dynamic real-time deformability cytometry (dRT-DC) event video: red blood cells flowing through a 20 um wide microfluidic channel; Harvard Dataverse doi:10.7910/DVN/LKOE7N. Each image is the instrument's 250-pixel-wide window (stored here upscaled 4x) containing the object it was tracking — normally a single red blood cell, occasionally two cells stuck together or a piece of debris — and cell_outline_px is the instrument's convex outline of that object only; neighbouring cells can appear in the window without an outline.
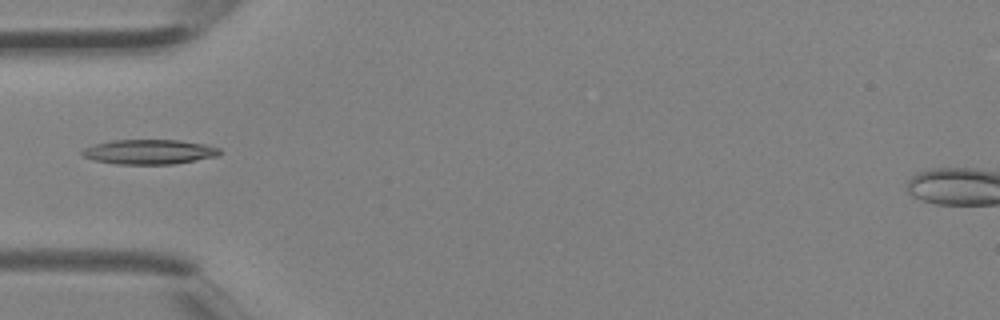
{"species": "Egyptian fruit bat (a non-hibernating species)", "species_latin": "Rousettus aegyptiacus", "temperature_condition": "room temperature", "stored_images_in_passage": 4, "camera_frame_rate_fps": 3000, "um_per_image_px": 0.085, "animal": {"sex": "female"}, "frame": {"image": 1, "passage_image": 4, "time_ms": 1.0, "image_size_px": [1000, 320], "cell_outline_px": [[220, 156], [172, 164], [116, 164], [96, 160], [84, 156], [80, 152], [84, 148], [96, 144], [112, 140], [180, 140], [204, 144], [220, 148]], "centroid_in_image_um": [12.72, 12.9], "position_along_channel_um": 72.3, "area_um2": 19.71}}